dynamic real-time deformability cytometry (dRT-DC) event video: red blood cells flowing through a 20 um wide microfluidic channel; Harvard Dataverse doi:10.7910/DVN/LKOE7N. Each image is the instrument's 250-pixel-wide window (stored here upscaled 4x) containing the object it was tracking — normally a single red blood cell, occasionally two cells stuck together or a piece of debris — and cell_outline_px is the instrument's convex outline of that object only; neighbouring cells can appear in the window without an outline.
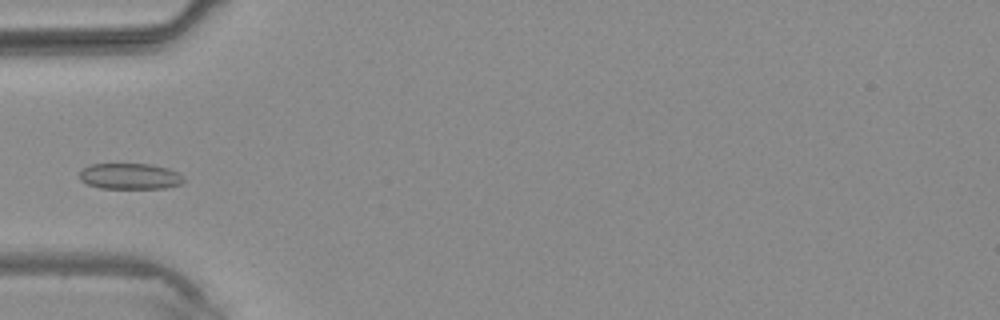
{"species": "common noctule bat (a hibernating species)", "species_latin": "Nyctalus noctula", "temperature_condition": "warm", "stored_images_in_passage": 3, "camera_frame_rate_fps": 3000, "um_per_image_px": 0.085, "animal": {"sex": "male", "body_mass_g": 20.4}, "frame": {"image": 1, "passage_image": 3, "time_ms": 3.333, "image_size_px": [1000, 320], "cell_outline_px": [[184, 184], [164, 188], [100, 188], [88, 184], [80, 180], [80, 172], [84, 168], [92, 164], [152, 164], [168, 168], [184, 176]], "centroid_in_image_um": [11.09, 14.98], "position_along_channel_um": 73.9, "area_um2": 15.78}}